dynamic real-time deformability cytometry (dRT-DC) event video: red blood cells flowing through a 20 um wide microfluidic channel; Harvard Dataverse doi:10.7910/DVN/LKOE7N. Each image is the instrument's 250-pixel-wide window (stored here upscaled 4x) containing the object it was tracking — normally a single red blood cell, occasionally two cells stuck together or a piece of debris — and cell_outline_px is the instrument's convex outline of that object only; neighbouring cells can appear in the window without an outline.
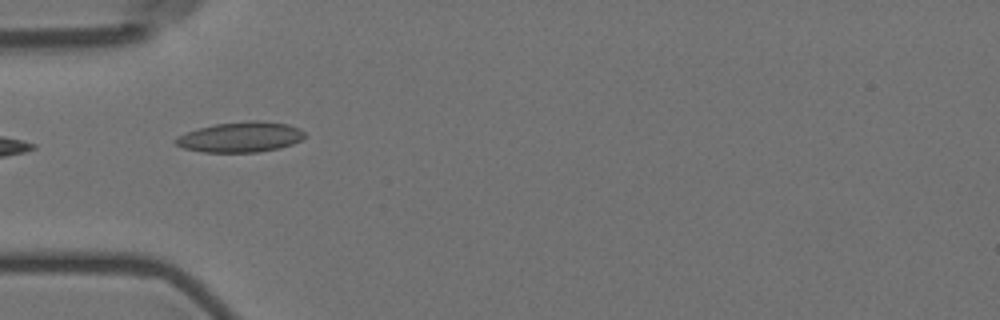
{"species": "Egyptian fruit bat (a non-hibernating species)", "species_latin": "Rousettus aegyptiacus", "temperature_condition": "room temperature", "stored_images_in_passage": 9, "camera_frame_rate_fps": 3000, "um_per_image_px": 0.085, "animal": {"sex": "female"}, "frame": {"image": 1, "passage_image": 6, "time_ms": 5.667, "image_size_px": [1000, 320], "cell_outline_px": [[304, 136], [300, 140], [292, 144], [280, 148], [260, 152], [204, 152], [184, 148], [176, 144], [172, 140], [176, 136], [200, 128], [216, 124], [252, 120], [256, 120], [288, 124], [300, 128], [304, 132]], "centroid_in_image_um": [20.45, 11.65], "position_along_channel_um": 64.6, "area_um2": 22.72}}
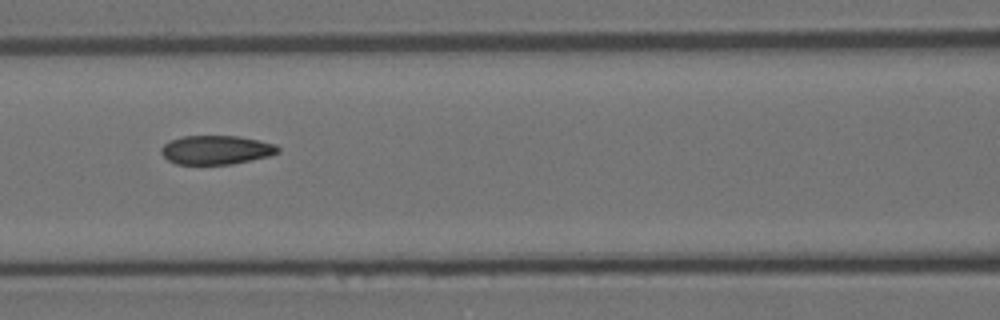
{"frame": {"image": 2, "passage_image": 8, "time_ms": 8.0, "image_size_px": [1000, 320], "cell_outline_px": [[280, 152], [268, 156], [232, 164], [176, 164], [168, 160], [160, 152], [160, 148], [168, 140], [184, 136], [240, 136], [276, 144], [280, 148]], "centroid_in_image_um": [18.36, 12.73], "position_along_channel_um": 148.2, "area_um2": 19.77}}
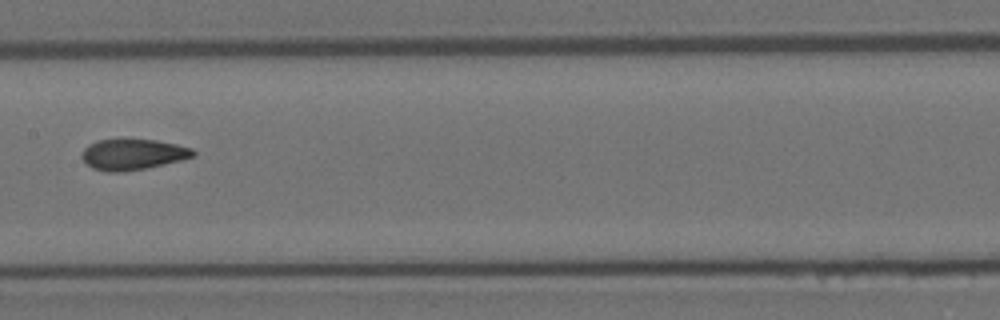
{"frame": {"image": 3, "passage_image": 9, "time_ms": 9.333, "image_size_px": [1000, 320], "cell_outline_px": [[196, 156], [180, 160], [144, 168], [124, 172], [108, 172], [92, 168], [80, 156], [84, 148], [88, 144], [96, 140], [156, 140], [176, 144], [192, 148], [196, 152]], "centroid_in_image_um": [11.28, 13.12], "position_along_channel_um": 196.1, "area_um2": 19.83}}